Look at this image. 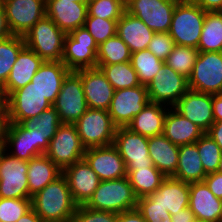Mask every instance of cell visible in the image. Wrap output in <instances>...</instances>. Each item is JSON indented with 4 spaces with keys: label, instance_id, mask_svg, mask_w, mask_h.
I'll return each mask as SVG.
<instances>
[{
    "label": "cell",
    "instance_id": "obj_11",
    "mask_svg": "<svg viewBox=\"0 0 222 222\" xmlns=\"http://www.w3.org/2000/svg\"><path fill=\"white\" fill-rule=\"evenodd\" d=\"M146 87L150 102L167 107H173L189 90L188 79L165 63Z\"/></svg>",
    "mask_w": 222,
    "mask_h": 222
},
{
    "label": "cell",
    "instance_id": "obj_14",
    "mask_svg": "<svg viewBox=\"0 0 222 222\" xmlns=\"http://www.w3.org/2000/svg\"><path fill=\"white\" fill-rule=\"evenodd\" d=\"M113 145L126 165L127 175L136 168H150L153 165L148 153V138L132 132L127 127L116 129Z\"/></svg>",
    "mask_w": 222,
    "mask_h": 222
},
{
    "label": "cell",
    "instance_id": "obj_46",
    "mask_svg": "<svg viewBox=\"0 0 222 222\" xmlns=\"http://www.w3.org/2000/svg\"><path fill=\"white\" fill-rule=\"evenodd\" d=\"M118 213L95 210L78 205L71 222H116Z\"/></svg>",
    "mask_w": 222,
    "mask_h": 222
},
{
    "label": "cell",
    "instance_id": "obj_45",
    "mask_svg": "<svg viewBox=\"0 0 222 222\" xmlns=\"http://www.w3.org/2000/svg\"><path fill=\"white\" fill-rule=\"evenodd\" d=\"M136 209L146 222H171V214L149 196L138 198Z\"/></svg>",
    "mask_w": 222,
    "mask_h": 222
},
{
    "label": "cell",
    "instance_id": "obj_35",
    "mask_svg": "<svg viewBox=\"0 0 222 222\" xmlns=\"http://www.w3.org/2000/svg\"><path fill=\"white\" fill-rule=\"evenodd\" d=\"M96 67L102 70L115 90L141 85L130 61L111 65H97Z\"/></svg>",
    "mask_w": 222,
    "mask_h": 222
},
{
    "label": "cell",
    "instance_id": "obj_42",
    "mask_svg": "<svg viewBox=\"0 0 222 222\" xmlns=\"http://www.w3.org/2000/svg\"><path fill=\"white\" fill-rule=\"evenodd\" d=\"M125 11L126 5L121 0H91L87 17L119 20Z\"/></svg>",
    "mask_w": 222,
    "mask_h": 222
},
{
    "label": "cell",
    "instance_id": "obj_38",
    "mask_svg": "<svg viewBox=\"0 0 222 222\" xmlns=\"http://www.w3.org/2000/svg\"><path fill=\"white\" fill-rule=\"evenodd\" d=\"M24 46L23 36L11 35L0 40V84L6 83L18 54Z\"/></svg>",
    "mask_w": 222,
    "mask_h": 222
},
{
    "label": "cell",
    "instance_id": "obj_4",
    "mask_svg": "<svg viewBox=\"0 0 222 222\" xmlns=\"http://www.w3.org/2000/svg\"><path fill=\"white\" fill-rule=\"evenodd\" d=\"M66 34L46 15L24 36L25 45L44 61H61Z\"/></svg>",
    "mask_w": 222,
    "mask_h": 222
},
{
    "label": "cell",
    "instance_id": "obj_22",
    "mask_svg": "<svg viewBox=\"0 0 222 222\" xmlns=\"http://www.w3.org/2000/svg\"><path fill=\"white\" fill-rule=\"evenodd\" d=\"M88 5L68 0H46V16L65 34L85 25Z\"/></svg>",
    "mask_w": 222,
    "mask_h": 222
},
{
    "label": "cell",
    "instance_id": "obj_59",
    "mask_svg": "<svg viewBox=\"0 0 222 222\" xmlns=\"http://www.w3.org/2000/svg\"><path fill=\"white\" fill-rule=\"evenodd\" d=\"M68 1L78 2V3H81V4H86V5H88L91 0H68Z\"/></svg>",
    "mask_w": 222,
    "mask_h": 222
},
{
    "label": "cell",
    "instance_id": "obj_24",
    "mask_svg": "<svg viewBox=\"0 0 222 222\" xmlns=\"http://www.w3.org/2000/svg\"><path fill=\"white\" fill-rule=\"evenodd\" d=\"M190 184L166 177L149 197L164 207L171 215L189 207Z\"/></svg>",
    "mask_w": 222,
    "mask_h": 222
},
{
    "label": "cell",
    "instance_id": "obj_34",
    "mask_svg": "<svg viewBox=\"0 0 222 222\" xmlns=\"http://www.w3.org/2000/svg\"><path fill=\"white\" fill-rule=\"evenodd\" d=\"M127 177L137 198L152 194L166 178L155 166L136 168Z\"/></svg>",
    "mask_w": 222,
    "mask_h": 222
},
{
    "label": "cell",
    "instance_id": "obj_37",
    "mask_svg": "<svg viewBox=\"0 0 222 222\" xmlns=\"http://www.w3.org/2000/svg\"><path fill=\"white\" fill-rule=\"evenodd\" d=\"M131 51L116 34L98 46L97 65H111L130 61Z\"/></svg>",
    "mask_w": 222,
    "mask_h": 222
},
{
    "label": "cell",
    "instance_id": "obj_61",
    "mask_svg": "<svg viewBox=\"0 0 222 222\" xmlns=\"http://www.w3.org/2000/svg\"><path fill=\"white\" fill-rule=\"evenodd\" d=\"M193 222H208V221H204V220H202V219H197V218H195V219L193 220Z\"/></svg>",
    "mask_w": 222,
    "mask_h": 222
},
{
    "label": "cell",
    "instance_id": "obj_58",
    "mask_svg": "<svg viewBox=\"0 0 222 222\" xmlns=\"http://www.w3.org/2000/svg\"><path fill=\"white\" fill-rule=\"evenodd\" d=\"M5 151H6L5 142H0V159Z\"/></svg>",
    "mask_w": 222,
    "mask_h": 222
},
{
    "label": "cell",
    "instance_id": "obj_20",
    "mask_svg": "<svg viewBox=\"0 0 222 222\" xmlns=\"http://www.w3.org/2000/svg\"><path fill=\"white\" fill-rule=\"evenodd\" d=\"M82 80L88 108L109 110L115 89L98 67L75 71Z\"/></svg>",
    "mask_w": 222,
    "mask_h": 222
},
{
    "label": "cell",
    "instance_id": "obj_41",
    "mask_svg": "<svg viewBox=\"0 0 222 222\" xmlns=\"http://www.w3.org/2000/svg\"><path fill=\"white\" fill-rule=\"evenodd\" d=\"M24 124L27 127L35 128L39 133L50 142L52 137L56 134L59 126L62 124L58 112L53 106L43 111L39 116L26 120Z\"/></svg>",
    "mask_w": 222,
    "mask_h": 222
},
{
    "label": "cell",
    "instance_id": "obj_13",
    "mask_svg": "<svg viewBox=\"0 0 222 222\" xmlns=\"http://www.w3.org/2000/svg\"><path fill=\"white\" fill-rule=\"evenodd\" d=\"M12 35L24 36L46 15V0H2Z\"/></svg>",
    "mask_w": 222,
    "mask_h": 222
},
{
    "label": "cell",
    "instance_id": "obj_60",
    "mask_svg": "<svg viewBox=\"0 0 222 222\" xmlns=\"http://www.w3.org/2000/svg\"><path fill=\"white\" fill-rule=\"evenodd\" d=\"M217 172H219V173L222 174V156H221V160H220V162H219V167H218Z\"/></svg>",
    "mask_w": 222,
    "mask_h": 222
},
{
    "label": "cell",
    "instance_id": "obj_5",
    "mask_svg": "<svg viewBox=\"0 0 222 222\" xmlns=\"http://www.w3.org/2000/svg\"><path fill=\"white\" fill-rule=\"evenodd\" d=\"M97 52L96 41L82 26L66 34L61 61L70 71L95 68Z\"/></svg>",
    "mask_w": 222,
    "mask_h": 222
},
{
    "label": "cell",
    "instance_id": "obj_50",
    "mask_svg": "<svg viewBox=\"0 0 222 222\" xmlns=\"http://www.w3.org/2000/svg\"><path fill=\"white\" fill-rule=\"evenodd\" d=\"M206 12H216L222 10V0H192Z\"/></svg>",
    "mask_w": 222,
    "mask_h": 222
},
{
    "label": "cell",
    "instance_id": "obj_30",
    "mask_svg": "<svg viewBox=\"0 0 222 222\" xmlns=\"http://www.w3.org/2000/svg\"><path fill=\"white\" fill-rule=\"evenodd\" d=\"M168 109L164 104L149 102L134 116L127 128L147 138L162 135L164 131V120Z\"/></svg>",
    "mask_w": 222,
    "mask_h": 222
},
{
    "label": "cell",
    "instance_id": "obj_17",
    "mask_svg": "<svg viewBox=\"0 0 222 222\" xmlns=\"http://www.w3.org/2000/svg\"><path fill=\"white\" fill-rule=\"evenodd\" d=\"M179 0H132L126 11L136 16L155 33L168 32Z\"/></svg>",
    "mask_w": 222,
    "mask_h": 222
},
{
    "label": "cell",
    "instance_id": "obj_28",
    "mask_svg": "<svg viewBox=\"0 0 222 222\" xmlns=\"http://www.w3.org/2000/svg\"><path fill=\"white\" fill-rule=\"evenodd\" d=\"M205 132L196 124L169 107L164 120L163 135L177 146L194 144Z\"/></svg>",
    "mask_w": 222,
    "mask_h": 222
},
{
    "label": "cell",
    "instance_id": "obj_21",
    "mask_svg": "<svg viewBox=\"0 0 222 222\" xmlns=\"http://www.w3.org/2000/svg\"><path fill=\"white\" fill-rule=\"evenodd\" d=\"M173 108L199 126L205 133L215 122L211 94L199 93L189 89Z\"/></svg>",
    "mask_w": 222,
    "mask_h": 222
},
{
    "label": "cell",
    "instance_id": "obj_26",
    "mask_svg": "<svg viewBox=\"0 0 222 222\" xmlns=\"http://www.w3.org/2000/svg\"><path fill=\"white\" fill-rule=\"evenodd\" d=\"M70 70L62 61H44L31 80V83L52 105L61 91L64 78Z\"/></svg>",
    "mask_w": 222,
    "mask_h": 222
},
{
    "label": "cell",
    "instance_id": "obj_1",
    "mask_svg": "<svg viewBox=\"0 0 222 222\" xmlns=\"http://www.w3.org/2000/svg\"><path fill=\"white\" fill-rule=\"evenodd\" d=\"M31 200L32 209L43 222H71L78 206L63 174L32 196Z\"/></svg>",
    "mask_w": 222,
    "mask_h": 222
},
{
    "label": "cell",
    "instance_id": "obj_32",
    "mask_svg": "<svg viewBox=\"0 0 222 222\" xmlns=\"http://www.w3.org/2000/svg\"><path fill=\"white\" fill-rule=\"evenodd\" d=\"M206 175L197 145L179 146L178 164L173 178L190 184L203 181Z\"/></svg>",
    "mask_w": 222,
    "mask_h": 222
},
{
    "label": "cell",
    "instance_id": "obj_19",
    "mask_svg": "<svg viewBox=\"0 0 222 222\" xmlns=\"http://www.w3.org/2000/svg\"><path fill=\"white\" fill-rule=\"evenodd\" d=\"M62 174L67 179L71 196L77 205H85L100 183L98 175L84 158L66 167Z\"/></svg>",
    "mask_w": 222,
    "mask_h": 222
},
{
    "label": "cell",
    "instance_id": "obj_25",
    "mask_svg": "<svg viewBox=\"0 0 222 222\" xmlns=\"http://www.w3.org/2000/svg\"><path fill=\"white\" fill-rule=\"evenodd\" d=\"M189 208L197 219L220 222L221 200L210 191L204 181L190 183Z\"/></svg>",
    "mask_w": 222,
    "mask_h": 222
},
{
    "label": "cell",
    "instance_id": "obj_39",
    "mask_svg": "<svg viewBox=\"0 0 222 222\" xmlns=\"http://www.w3.org/2000/svg\"><path fill=\"white\" fill-rule=\"evenodd\" d=\"M199 51L193 47L175 45L165 64L187 79L191 76Z\"/></svg>",
    "mask_w": 222,
    "mask_h": 222
},
{
    "label": "cell",
    "instance_id": "obj_56",
    "mask_svg": "<svg viewBox=\"0 0 222 222\" xmlns=\"http://www.w3.org/2000/svg\"><path fill=\"white\" fill-rule=\"evenodd\" d=\"M16 222H43L40 216L31 209L25 215L21 216Z\"/></svg>",
    "mask_w": 222,
    "mask_h": 222
},
{
    "label": "cell",
    "instance_id": "obj_6",
    "mask_svg": "<svg viewBox=\"0 0 222 222\" xmlns=\"http://www.w3.org/2000/svg\"><path fill=\"white\" fill-rule=\"evenodd\" d=\"M74 124L86 149L113 144L117 127L107 110L88 108Z\"/></svg>",
    "mask_w": 222,
    "mask_h": 222
},
{
    "label": "cell",
    "instance_id": "obj_3",
    "mask_svg": "<svg viewBox=\"0 0 222 222\" xmlns=\"http://www.w3.org/2000/svg\"><path fill=\"white\" fill-rule=\"evenodd\" d=\"M137 197L128 177L100 181L93 196L85 204L95 210L121 213L136 209Z\"/></svg>",
    "mask_w": 222,
    "mask_h": 222
},
{
    "label": "cell",
    "instance_id": "obj_31",
    "mask_svg": "<svg viewBox=\"0 0 222 222\" xmlns=\"http://www.w3.org/2000/svg\"><path fill=\"white\" fill-rule=\"evenodd\" d=\"M62 174V170L45 154L28 161L29 199Z\"/></svg>",
    "mask_w": 222,
    "mask_h": 222
},
{
    "label": "cell",
    "instance_id": "obj_55",
    "mask_svg": "<svg viewBox=\"0 0 222 222\" xmlns=\"http://www.w3.org/2000/svg\"><path fill=\"white\" fill-rule=\"evenodd\" d=\"M212 109L215 121H222V96L218 93L212 95Z\"/></svg>",
    "mask_w": 222,
    "mask_h": 222
},
{
    "label": "cell",
    "instance_id": "obj_40",
    "mask_svg": "<svg viewBox=\"0 0 222 222\" xmlns=\"http://www.w3.org/2000/svg\"><path fill=\"white\" fill-rule=\"evenodd\" d=\"M195 144L198 147L205 173L217 172L222 156V150L217 143L207 133H204Z\"/></svg>",
    "mask_w": 222,
    "mask_h": 222
},
{
    "label": "cell",
    "instance_id": "obj_29",
    "mask_svg": "<svg viewBox=\"0 0 222 222\" xmlns=\"http://www.w3.org/2000/svg\"><path fill=\"white\" fill-rule=\"evenodd\" d=\"M148 153L153 165L165 176L173 177L176 173L179 146L173 144L163 134L148 138Z\"/></svg>",
    "mask_w": 222,
    "mask_h": 222
},
{
    "label": "cell",
    "instance_id": "obj_48",
    "mask_svg": "<svg viewBox=\"0 0 222 222\" xmlns=\"http://www.w3.org/2000/svg\"><path fill=\"white\" fill-rule=\"evenodd\" d=\"M210 191L219 199L222 198V174L219 172L209 173L203 180Z\"/></svg>",
    "mask_w": 222,
    "mask_h": 222
},
{
    "label": "cell",
    "instance_id": "obj_9",
    "mask_svg": "<svg viewBox=\"0 0 222 222\" xmlns=\"http://www.w3.org/2000/svg\"><path fill=\"white\" fill-rule=\"evenodd\" d=\"M62 123L74 124L87 110L81 77L70 71L64 78L61 91L52 105Z\"/></svg>",
    "mask_w": 222,
    "mask_h": 222
},
{
    "label": "cell",
    "instance_id": "obj_16",
    "mask_svg": "<svg viewBox=\"0 0 222 222\" xmlns=\"http://www.w3.org/2000/svg\"><path fill=\"white\" fill-rule=\"evenodd\" d=\"M6 152L0 159V198H29L28 161Z\"/></svg>",
    "mask_w": 222,
    "mask_h": 222
},
{
    "label": "cell",
    "instance_id": "obj_23",
    "mask_svg": "<svg viewBox=\"0 0 222 222\" xmlns=\"http://www.w3.org/2000/svg\"><path fill=\"white\" fill-rule=\"evenodd\" d=\"M44 60L26 45L21 49L10 75L3 85L6 97L31 82Z\"/></svg>",
    "mask_w": 222,
    "mask_h": 222
},
{
    "label": "cell",
    "instance_id": "obj_49",
    "mask_svg": "<svg viewBox=\"0 0 222 222\" xmlns=\"http://www.w3.org/2000/svg\"><path fill=\"white\" fill-rule=\"evenodd\" d=\"M116 222H146L137 209L117 214Z\"/></svg>",
    "mask_w": 222,
    "mask_h": 222
},
{
    "label": "cell",
    "instance_id": "obj_2",
    "mask_svg": "<svg viewBox=\"0 0 222 222\" xmlns=\"http://www.w3.org/2000/svg\"><path fill=\"white\" fill-rule=\"evenodd\" d=\"M206 11L192 0H179L175 6L168 33L175 45L198 47Z\"/></svg>",
    "mask_w": 222,
    "mask_h": 222
},
{
    "label": "cell",
    "instance_id": "obj_33",
    "mask_svg": "<svg viewBox=\"0 0 222 222\" xmlns=\"http://www.w3.org/2000/svg\"><path fill=\"white\" fill-rule=\"evenodd\" d=\"M197 49L199 52H222V15L219 11L206 12Z\"/></svg>",
    "mask_w": 222,
    "mask_h": 222
},
{
    "label": "cell",
    "instance_id": "obj_10",
    "mask_svg": "<svg viewBox=\"0 0 222 222\" xmlns=\"http://www.w3.org/2000/svg\"><path fill=\"white\" fill-rule=\"evenodd\" d=\"M48 146L49 142L37 129L27 127L24 123H9L5 148L6 151H12L9 153L10 155L29 161L34 157L45 154Z\"/></svg>",
    "mask_w": 222,
    "mask_h": 222
},
{
    "label": "cell",
    "instance_id": "obj_63",
    "mask_svg": "<svg viewBox=\"0 0 222 222\" xmlns=\"http://www.w3.org/2000/svg\"><path fill=\"white\" fill-rule=\"evenodd\" d=\"M220 200H221V218H220V222H222V198Z\"/></svg>",
    "mask_w": 222,
    "mask_h": 222
},
{
    "label": "cell",
    "instance_id": "obj_52",
    "mask_svg": "<svg viewBox=\"0 0 222 222\" xmlns=\"http://www.w3.org/2000/svg\"><path fill=\"white\" fill-rule=\"evenodd\" d=\"M194 219V213L189 207L181 209L177 213L171 215V222H193Z\"/></svg>",
    "mask_w": 222,
    "mask_h": 222
},
{
    "label": "cell",
    "instance_id": "obj_62",
    "mask_svg": "<svg viewBox=\"0 0 222 222\" xmlns=\"http://www.w3.org/2000/svg\"><path fill=\"white\" fill-rule=\"evenodd\" d=\"M125 5H127L128 3H130L132 0H121Z\"/></svg>",
    "mask_w": 222,
    "mask_h": 222
},
{
    "label": "cell",
    "instance_id": "obj_27",
    "mask_svg": "<svg viewBox=\"0 0 222 222\" xmlns=\"http://www.w3.org/2000/svg\"><path fill=\"white\" fill-rule=\"evenodd\" d=\"M116 34L128 46L131 53L146 50L155 32L142 20L125 11L117 21Z\"/></svg>",
    "mask_w": 222,
    "mask_h": 222
},
{
    "label": "cell",
    "instance_id": "obj_51",
    "mask_svg": "<svg viewBox=\"0 0 222 222\" xmlns=\"http://www.w3.org/2000/svg\"><path fill=\"white\" fill-rule=\"evenodd\" d=\"M222 150V121H215L206 132Z\"/></svg>",
    "mask_w": 222,
    "mask_h": 222
},
{
    "label": "cell",
    "instance_id": "obj_43",
    "mask_svg": "<svg viewBox=\"0 0 222 222\" xmlns=\"http://www.w3.org/2000/svg\"><path fill=\"white\" fill-rule=\"evenodd\" d=\"M31 209L29 198H0V222H16Z\"/></svg>",
    "mask_w": 222,
    "mask_h": 222
},
{
    "label": "cell",
    "instance_id": "obj_15",
    "mask_svg": "<svg viewBox=\"0 0 222 222\" xmlns=\"http://www.w3.org/2000/svg\"><path fill=\"white\" fill-rule=\"evenodd\" d=\"M149 102L148 91L145 85L119 89L114 92L108 112L117 128L127 127L134 116Z\"/></svg>",
    "mask_w": 222,
    "mask_h": 222
},
{
    "label": "cell",
    "instance_id": "obj_36",
    "mask_svg": "<svg viewBox=\"0 0 222 222\" xmlns=\"http://www.w3.org/2000/svg\"><path fill=\"white\" fill-rule=\"evenodd\" d=\"M130 63L141 85L147 86L162 68L165 61L157 58L148 49L132 53Z\"/></svg>",
    "mask_w": 222,
    "mask_h": 222
},
{
    "label": "cell",
    "instance_id": "obj_12",
    "mask_svg": "<svg viewBox=\"0 0 222 222\" xmlns=\"http://www.w3.org/2000/svg\"><path fill=\"white\" fill-rule=\"evenodd\" d=\"M51 107L52 104L31 82L23 88L13 91L7 97L10 123H24Z\"/></svg>",
    "mask_w": 222,
    "mask_h": 222
},
{
    "label": "cell",
    "instance_id": "obj_8",
    "mask_svg": "<svg viewBox=\"0 0 222 222\" xmlns=\"http://www.w3.org/2000/svg\"><path fill=\"white\" fill-rule=\"evenodd\" d=\"M188 85L199 93L218 94L222 88V52H199Z\"/></svg>",
    "mask_w": 222,
    "mask_h": 222
},
{
    "label": "cell",
    "instance_id": "obj_47",
    "mask_svg": "<svg viewBox=\"0 0 222 222\" xmlns=\"http://www.w3.org/2000/svg\"><path fill=\"white\" fill-rule=\"evenodd\" d=\"M175 46L174 40L168 32L155 33L149 43L148 50L157 58L165 61Z\"/></svg>",
    "mask_w": 222,
    "mask_h": 222
},
{
    "label": "cell",
    "instance_id": "obj_18",
    "mask_svg": "<svg viewBox=\"0 0 222 222\" xmlns=\"http://www.w3.org/2000/svg\"><path fill=\"white\" fill-rule=\"evenodd\" d=\"M84 159L96 172L100 181L114 180L127 176L124 160L113 144L87 148Z\"/></svg>",
    "mask_w": 222,
    "mask_h": 222
},
{
    "label": "cell",
    "instance_id": "obj_53",
    "mask_svg": "<svg viewBox=\"0 0 222 222\" xmlns=\"http://www.w3.org/2000/svg\"><path fill=\"white\" fill-rule=\"evenodd\" d=\"M9 115L7 108L0 109V142H5L9 127Z\"/></svg>",
    "mask_w": 222,
    "mask_h": 222
},
{
    "label": "cell",
    "instance_id": "obj_54",
    "mask_svg": "<svg viewBox=\"0 0 222 222\" xmlns=\"http://www.w3.org/2000/svg\"><path fill=\"white\" fill-rule=\"evenodd\" d=\"M11 35H12V33H11L8 23H7L5 10H4L2 4L0 3V40L5 39Z\"/></svg>",
    "mask_w": 222,
    "mask_h": 222
},
{
    "label": "cell",
    "instance_id": "obj_44",
    "mask_svg": "<svg viewBox=\"0 0 222 222\" xmlns=\"http://www.w3.org/2000/svg\"><path fill=\"white\" fill-rule=\"evenodd\" d=\"M117 21L118 20H108L98 17H87L84 27L99 46L101 43L116 35Z\"/></svg>",
    "mask_w": 222,
    "mask_h": 222
},
{
    "label": "cell",
    "instance_id": "obj_7",
    "mask_svg": "<svg viewBox=\"0 0 222 222\" xmlns=\"http://www.w3.org/2000/svg\"><path fill=\"white\" fill-rule=\"evenodd\" d=\"M85 150L75 124L62 123L49 142L45 155L63 171L83 159Z\"/></svg>",
    "mask_w": 222,
    "mask_h": 222
},
{
    "label": "cell",
    "instance_id": "obj_57",
    "mask_svg": "<svg viewBox=\"0 0 222 222\" xmlns=\"http://www.w3.org/2000/svg\"><path fill=\"white\" fill-rule=\"evenodd\" d=\"M1 108H7V97L2 84H0V109Z\"/></svg>",
    "mask_w": 222,
    "mask_h": 222
}]
</instances>
